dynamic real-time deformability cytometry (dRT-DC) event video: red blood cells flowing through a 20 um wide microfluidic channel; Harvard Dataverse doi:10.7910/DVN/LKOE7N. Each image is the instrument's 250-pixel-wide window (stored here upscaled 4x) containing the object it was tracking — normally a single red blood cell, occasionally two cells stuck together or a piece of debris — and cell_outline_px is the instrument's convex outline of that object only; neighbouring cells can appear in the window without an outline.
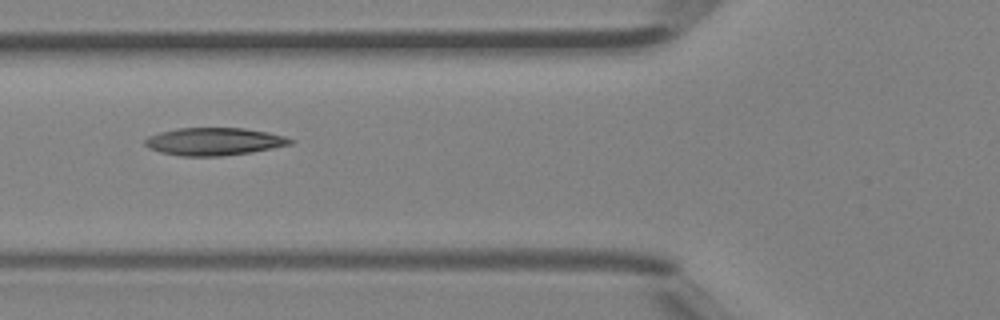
{"species": "Egyptian fruit bat (a non-hibernating species)", "species_latin": "Rousettus aegyptiacus", "temperature_condition": "room temperature", "stored_images_in_passage": 2, "camera_frame_rate_fps": 3000, "um_per_image_px": 0.085, "animal": {"sex": "female"}, "frame": {"image": 1, "passage_image": 2, "time_ms": 0.333, "image_size_px": [1000, 320], "cell_outline_px": [[296, 140], [292, 144], [252, 152], [220, 156], [180, 156], [160, 152], [148, 148], [144, 144], [144, 140], [148, 136], [160, 132], [176, 128], [244, 128], [268, 132], [284, 136]], "centroid_in_image_um": [18.19, 12.03], "position_along_channel_um": 107.6, "area_um2": 23.52}}